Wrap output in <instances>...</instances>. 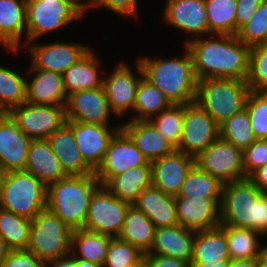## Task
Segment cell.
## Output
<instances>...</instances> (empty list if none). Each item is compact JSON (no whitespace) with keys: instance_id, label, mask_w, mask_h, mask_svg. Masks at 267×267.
I'll list each match as a JSON object with an SVG mask.
<instances>
[{"instance_id":"obj_1","label":"cell","mask_w":267,"mask_h":267,"mask_svg":"<svg viewBox=\"0 0 267 267\" xmlns=\"http://www.w3.org/2000/svg\"><path fill=\"white\" fill-rule=\"evenodd\" d=\"M209 36L185 45L191 53L197 80L223 78L247 81L251 47L236 35L216 34V39H213V34Z\"/></svg>"},{"instance_id":"obj_2","label":"cell","mask_w":267,"mask_h":267,"mask_svg":"<svg viewBox=\"0 0 267 267\" xmlns=\"http://www.w3.org/2000/svg\"><path fill=\"white\" fill-rule=\"evenodd\" d=\"M183 57L158 60L140 57L144 77L154 84L172 105L194 103L197 93V78L194 73L193 59L185 46Z\"/></svg>"},{"instance_id":"obj_3","label":"cell","mask_w":267,"mask_h":267,"mask_svg":"<svg viewBox=\"0 0 267 267\" xmlns=\"http://www.w3.org/2000/svg\"><path fill=\"white\" fill-rule=\"evenodd\" d=\"M221 224L250 228L267 235V193L247 177L223 184Z\"/></svg>"},{"instance_id":"obj_4","label":"cell","mask_w":267,"mask_h":267,"mask_svg":"<svg viewBox=\"0 0 267 267\" xmlns=\"http://www.w3.org/2000/svg\"><path fill=\"white\" fill-rule=\"evenodd\" d=\"M101 186L96 175H67L47 187V208L72 231L84 229L90 201Z\"/></svg>"},{"instance_id":"obj_5","label":"cell","mask_w":267,"mask_h":267,"mask_svg":"<svg viewBox=\"0 0 267 267\" xmlns=\"http://www.w3.org/2000/svg\"><path fill=\"white\" fill-rule=\"evenodd\" d=\"M249 92L246 81L205 78L197 81L195 102L220 125L245 109Z\"/></svg>"},{"instance_id":"obj_6","label":"cell","mask_w":267,"mask_h":267,"mask_svg":"<svg viewBox=\"0 0 267 267\" xmlns=\"http://www.w3.org/2000/svg\"><path fill=\"white\" fill-rule=\"evenodd\" d=\"M0 208L32 220L47 208V187L26 171L4 173Z\"/></svg>"},{"instance_id":"obj_7","label":"cell","mask_w":267,"mask_h":267,"mask_svg":"<svg viewBox=\"0 0 267 267\" xmlns=\"http://www.w3.org/2000/svg\"><path fill=\"white\" fill-rule=\"evenodd\" d=\"M72 230L48 208L31 220L27 250L38 259L49 261L71 254Z\"/></svg>"},{"instance_id":"obj_8","label":"cell","mask_w":267,"mask_h":267,"mask_svg":"<svg viewBox=\"0 0 267 267\" xmlns=\"http://www.w3.org/2000/svg\"><path fill=\"white\" fill-rule=\"evenodd\" d=\"M84 14L68 0H27V31L23 47L82 18Z\"/></svg>"},{"instance_id":"obj_9","label":"cell","mask_w":267,"mask_h":267,"mask_svg":"<svg viewBox=\"0 0 267 267\" xmlns=\"http://www.w3.org/2000/svg\"><path fill=\"white\" fill-rule=\"evenodd\" d=\"M195 164L222 184L247 178L243 151L221 137L195 157Z\"/></svg>"},{"instance_id":"obj_10","label":"cell","mask_w":267,"mask_h":267,"mask_svg":"<svg viewBox=\"0 0 267 267\" xmlns=\"http://www.w3.org/2000/svg\"><path fill=\"white\" fill-rule=\"evenodd\" d=\"M129 206L101 185L91 198L84 229L112 238L118 237Z\"/></svg>"},{"instance_id":"obj_11","label":"cell","mask_w":267,"mask_h":267,"mask_svg":"<svg viewBox=\"0 0 267 267\" xmlns=\"http://www.w3.org/2000/svg\"><path fill=\"white\" fill-rule=\"evenodd\" d=\"M18 127L32 139H48L66 122L65 106L25 102L7 112Z\"/></svg>"},{"instance_id":"obj_12","label":"cell","mask_w":267,"mask_h":267,"mask_svg":"<svg viewBox=\"0 0 267 267\" xmlns=\"http://www.w3.org/2000/svg\"><path fill=\"white\" fill-rule=\"evenodd\" d=\"M220 137L219 124L196 102L184 105L181 141L176 150L196 157Z\"/></svg>"},{"instance_id":"obj_13","label":"cell","mask_w":267,"mask_h":267,"mask_svg":"<svg viewBox=\"0 0 267 267\" xmlns=\"http://www.w3.org/2000/svg\"><path fill=\"white\" fill-rule=\"evenodd\" d=\"M145 164H151V162L135 146L131 138L120 129L110 141L104 158L94 174L104 186L113 176Z\"/></svg>"},{"instance_id":"obj_14","label":"cell","mask_w":267,"mask_h":267,"mask_svg":"<svg viewBox=\"0 0 267 267\" xmlns=\"http://www.w3.org/2000/svg\"><path fill=\"white\" fill-rule=\"evenodd\" d=\"M138 74L136 76L132 69L123 62L113 68V72L103 77V87L113 114L120 116L133 110L136 102L137 87L142 79L143 71L140 63L135 62ZM139 77V78H138Z\"/></svg>"},{"instance_id":"obj_15","label":"cell","mask_w":267,"mask_h":267,"mask_svg":"<svg viewBox=\"0 0 267 267\" xmlns=\"http://www.w3.org/2000/svg\"><path fill=\"white\" fill-rule=\"evenodd\" d=\"M66 120L109 126L111 109L104 87L80 90L67 96Z\"/></svg>"},{"instance_id":"obj_16","label":"cell","mask_w":267,"mask_h":267,"mask_svg":"<svg viewBox=\"0 0 267 267\" xmlns=\"http://www.w3.org/2000/svg\"><path fill=\"white\" fill-rule=\"evenodd\" d=\"M165 5V23L191 34L185 45L209 33L205 0H166Z\"/></svg>"},{"instance_id":"obj_17","label":"cell","mask_w":267,"mask_h":267,"mask_svg":"<svg viewBox=\"0 0 267 267\" xmlns=\"http://www.w3.org/2000/svg\"><path fill=\"white\" fill-rule=\"evenodd\" d=\"M31 141L8 113H0V164L4 173L25 170Z\"/></svg>"},{"instance_id":"obj_18","label":"cell","mask_w":267,"mask_h":267,"mask_svg":"<svg viewBox=\"0 0 267 267\" xmlns=\"http://www.w3.org/2000/svg\"><path fill=\"white\" fill-rule=\"evenodd\" d=\"M221 200L222 198L175 197L178 223L194 231L219 227Z\"/></svg>"},{"instance_id":"obj_19","label":"cell","mask_w":267,"mask_h":267,"mask_svg":"<svg viewBox=\"0 0 267 267\" xmlns=\"http://www.w3.org/2000/svg\"><path fill=\"white\" fill-rule=\"evenodd\" d=\"M91 48L79 43L55 42L49 44H28L35 69L63 74L80 60Z\"/></svg>"},{"instance_id":"obj_20","label":"cell","mask_w":267,"mask_h":267,"mask_svg":"<svg viewBox=\"0 0 267 267\" xmlns=\"http://www.w3.org/2000/svg\"><path fill=\"white\" fill-rule=\"evenodd\" d=\"M72 127L77 147L85 162L95 171L101 164L110 141L121 129L97 124L66 120Z\"/></svg>"},{"instance_id":"obj_21","label":"cell","mask_w":267,"mask_h":267,"mask_svg":"<svg viewBox=\"0 0 267 267\" xmlns=\"http://www.w3.org/2000/svg\"><path fill=\"white\" fill-rule=\"evenodd\" d=\"M151 164L152 185L166 194L177 196L187 174L195 165V157L175 149Z\"/></svg>"},{"instance_id":"obj_22","label":"cell","mask_w":267,"mask_h":267,"mask_svg":"<svg viewBox=\"0 0 267 267\" xmlns=\"http://www.w3.org/2000/svg\"><path fill=\"white\" fill-rule=\"evenodd\" d=\"M194 237V230L180 224L156 228L153 244L147 254L171 256L190 264L193 256Z\"/></svg>"},{"instance_id":"obj_23","label":"cell","mask_w":267,"mask_h":267,"mask_svg":"<svg viewBox=\"0 0 267 267\" xmlns=\"http://www.w3.org/2000/svg\"><path fill=\"white\" fill-rule=\"evenodd\" d=\"M30 73H35L31 82H26V102L37 105L66 106L67 95L60 73L35 69L30 66Z\"/></svg>"},{"instance_id":"obj_24","label":"cell","mask_w":267,"mask_h":267,"mask_svg":"<svg viewBox=\"0 0 267 267\" xmlns=\"http://www.w3.org/2000/svg\"><path fill=\"white\" fill-rule=\"evenodd\" d=\"M120 126L149 162L175 150L149 120H129Z\"/></svg>"},{"instance_id":"obj_25","label":"cell","mask_w":267,"mask_h":267,"mask_svg":"<svg viewBox=\"0 0 267 267\" xmlns=\"http://www.w3.org/2000/svg\"><path fill=\"white\" fill-rule=\"evenodd\" d=\"M47 140L66 175L94 173V170L82 157L81 151L77 147L72 127L67 122L58 128Z\"/></svg>"},{"instance_id":"obj_26","label":"cell","mask_w":267,"mask_h":267,"mask_svg":"<svg viewBox=\"0 0 267 267\" xmlns=\"http://www.w3.org/2000/svg\"><path fill=\"white\" fill-rule=\"evenodd\" d=\"M24 171L32 173L46 187L67 176L47 139H32Z\"/></svg>"},{"instance_id":"obj_27","label":"cell","mask_w":267,"mask_h":267,"mask_svg":"<svg viewBox=\"0 0 267 267\" xmlns=\"http://www.w3.org/2000/svg\"><path fill=\"white\" fill-rule=\"evenodd\" d=\"M27 0H0V43L15 54L27 31Z\"/></svg>"},{"instance_id":"obj_28","label":"cell","mask_w":267,"mask_h":267,"mask_svg":"<svg viewBox=\"0 0 267 267\" xmlns=\"http://www.w3.org/2000/svg\"><path fill=\"white\" fill-rule=\"evenodd\" d=\"M134 205L147 215L156 228L179 224L175 196L166 194L153 185L140 193Z\"/></svg>"},{"instance_id":"obj_29","label":"cell","mask_w":267,"mask_h":267,"mask_svg":"<svg viewBox=\"0 0 267 267\" xmlns=\"http://www.w3.org/2000/svg\"><path fill=\"white\" fill-rule=\"evenodd\" d=\"M118 199L134 205L140 193L152 186V164L130 168L104 185Z\"/></svg>"},{"instance_id":"obj_30","label":"cell","mask_w":267,"mask_h":267,"mask_svg":"<svg viewBox=\"0 0 267 267\" xmlns=\"http://www.w3.org/2000/svg\"><path fill=\"white\" fill-rule=\"evenodd\" d=\"M90 49L80 60L63 74V86L67 96L80 90H91L103 86V77L98 74L100 65L97 56Z\"/></svg>"},{"instance_id":"obj_31","label":"cell","mask_w":267,"mask_h":267,"mask_svg":"<svg viewBox=\"0 0 267 267\" xmlns=\"http://www.w3.org/2000/svg\"><path fill=\"white\" fill-rule=\"evenodd\" d=\"M231 260L225 231L219 226L195 231L191 263Z\"/></svg>"},{"instance_id":"obj_32","label":"cell","mask_w":267,"mask_h":267,"mask_svg":"<svg viewBox=\"0 0 267 267\" xmlns=\"http://www.w3.org/2000/svg\"><path fill=\"white\" fill-rule=\"evenodd\" d=\"M155 230L156 226L147 215L135 205H130L118 238L147 253L153 244Z\"/></svg>"},{"instance_id":"obj_33","label":"cell","mask_w":267,"mask_h":267,"mask_svg":"<svg viewBox=\"0 0 267 267\" xmlns=\"http://www.w3.org/2000/svg\"><path fill=\"white\" fill-rule=\"evenodd\" d=\"M112 237L100 233L77 229L71 235V255L103 267ZM78 248L76 251L75 249Z\"/></svg>"},{"instance_id":"obj_34","label":"cell","mask_w":267,"mask_h":267,"mask_svg":"<svg viewBox=\"0 0 267 267\" xmlns=\"http://www.w3.org/2000/svg\"><path fill=\"white\" fill-rule=\"evenodd\" d=\"M220 227L226 233L231 260L257 258L262 247L258 237H264L263 234L250 228H238L222 224Z\"/></svg>"},{"instance_id":"obj_35","label":"cell","mask_w":267,"mask_h":267,"mask_svg":"<svg viewBox=\"0 0 267 267\" xmlns=\"http://www.w3.org/2000/svg\"><path fill=\"white\" fill-rule=\"evenodd\" d=\"M171 105L164 94L143 76L137 87L133 109L137 114L130 120H150Z\"/></svg>"},{"instance_id":"obj_36","label":"cell","mask_w":267,"mask_h":267,"mask_svg":"<svg viewBox=\"0 0 267 267\" xmlns=\"http://www.w3.org/2000/svg\"><path fill=\"white\" fill-rule=\"evenodd\" d=\"M209 36L236 35L237 0H205Z\"/></svg>"},{"instance_id":"obj_37","label":"cell","mask_w":267,"mask_h":267,"mask_svg":"<svg viewBox=\"0 0 267 267\" xmlns=\"http://www.w3.org/2000/svg\"><path fill=\"white\" fill-rule=\"evenodd\" d=\"M222 188L223 184L218 179L195 164L175 197L222 198Z\"/></svg>"},{"instance_id":"obj_38","label":"cell","mask_w":267,"mask_h":267,"mask_svg":"<svg viewBox=\"0 0 267 267\" xmlns=\"http://www.w3.org/2000/svg\"><path fill=\"white\" fill-rule=\"evenodd\" d=\"M31 220L0 208V236L10 250L26 249Z\"/></svg>"},{"instance_id":"obj_39","label":"cell","mask_w":267,"mask_h":267,"mask_svg":"<svg viewBox=\"0 0 267 267\" xmlns=\"http://www.w3.org/2000/svg\"><path fill=\"white\" fill-rule=\"evenodd\" d=\"M18 73L0 66V113L26 102L27 80Z\"/></svg>"},{"instance_id":"obj_40","label":"cell","mask_w":267,"mask_h":267,"mask_svg":"<svg viewBox=\"0 0 267 267\" xmlns=\"http://www.w3.org/2000/svg\"><path fill=\"white\" fill-rule=\"evenodd\" d=\"M219 127L220 137L242 151L256 140L246 108L225 120Z\"/></svg>"},{"instance_id":"obj_41","label":"cell","mask_w":267,"mask_h":267,"mask_svg":"<svg viewBox=\"0 0 267 267\" xmlns=\"http://www.w3.org/2000/svg\"><path fill=\"white\" fill-rule=\"evenodd\" d=\"M149 121L175 149L178 148L183 132L184 105H171Z\"/></svg>"},{"instance_id":"obj_42","label":"cell","mask_w":267,"mask_h":267,"mask_svg":"<svg viewBox=\"0 0 267 267\" xmlns=\"http://www.w3.org/2000/svg\"><path fill=\"white\" fill-rule=\"evenodd\" d=\"M245 108L256 140H267V92L250 91Z\"/></svg>"},{"instance_id":"obj_43","label":"cell","mask_w":267,"mask_h":267,"mask_svg":"<svg viewBox=\"0 0 267 267\" xmlns=\"http://www.w3.org/2000/svg\"><path fill=\"white\" fill-rule=\"evenodd\" d=\"M236 36L247 46L267 43V0H264L252 18L243 25Z\"/></svg>"},{"instance_id":"obj_44","label":"cell","mask_w":267,"mask_h":267,"mask_svg":"<svg viewBox=\"0 0 267 267\" xmlns=\"http://www.w3.org/2000/svg\"><path fill=\"white\" fill-rule=\"evenodd\" d=\"M247 84L250 91L267 92V43L251 47Z\"/></svg>"},{"instance_id":"obj_45","label":"cell","mask_w":267,"mask_h":267,"mask_svg":"<svg viewBox=\"0 0 267 267\" xmlns=\"http://www.w3.org/2000/svg\"><path fill=\"white\" fill-rule=\"evenodd\" d=\"M144 253L126 241L114 237L109 242L108 253L103 267H128Z\"/></svg>"},{"instance_id":"obj_46","label":"cell","mask_w":267,"mask_h":267,"mask_svg":"<svg viewBox=\"0 0 267 267\" xmlns=\"http://www.w3.org/2000/svg\"><path fill=\"white\" fill-rule=\"evenodd\" d=\"M267 165V140H255L243 151V167L246 177Z\"/></svg>"},{"instance_id":"obj_47","label":"cell","mask_w":267,"mask_h":267,"mask_svg":"<svg viewBox=\"0 0 267 267\" xmlns=\"http://www.w3.org/2000/svg\"><path fill=\"white\" fill-rule=\"evenodd\" d=\"M0 267H47V263L38 259L27 249L10 250Z\"/></svg>"},{"instance_id":"obj_48","label":"cell","mask_w":267,"mask_h":267,"mask_svg":"<svg viewBox=\"0 0 267 267\" xmlns=\"http://www.w3.org/2000/svg\"><path fill=\"white\" fill-rule=\"evenodd\" d=\"M138 0H95L94 1V7H106V9H109L115 14L123 15V16H129V17H135V19L138 17Z\"/></svg>"},{"instance_id":"obj_49","label":"cell","mask_w":267,"mask_h":267,"mask_svg":"<svg viewBox=\"0 0 267 267\" xmlns=\"http://www.w3.org/2000/svg\"><path fill=\"white\" fill-rule=\"evenodd\" d=\"M264 0H237L236 8V34L245 25L260 7Z\"/></svg>"},{"instance_id":"obj_50","label":"cell","mask_w":267,"mask_h":267,"mask_svg":"<svg viewBox=\"0 0 267 267\" xmlns=\"http://www.w3.org/2000/svg\"><path fill=\"white\" fill-rule=\"evenodd\" d=\"M148 267H189V264L171 256L148 255Z\"/></svg>"},{"instance_id":"obj_51","label":"cell","mask_w":267,"mask_h":267,"mask_svg":"<svg viewBox=\"0 0 267 267\" xmlns=\"http://www.w3.org/2000/svg\"><path fill=\"white\" fill-rule=\"evenodd\" d=\"M248 178L261 192L267 193V165L255 170Z\"/></svg>"},{"instance_id":"obj_52","label":"cell","mask_w":267,"mask_h":267,"mask_svg":"<svg viewBox=\"0 0 267 267\" xmlns=\"http://www.w3.org/2000/svg\"><path fill=\"white\" fill-rule=\"evenodd\" d=\"M47 267H75V259L69 254L64 257L49 261Z\"/></svg>"},{"instance_id":"obj_53","label":"cell","mask_w":267,"mask_h":267,"mask_svg":"<svg viewBox=\"0 0 267 267\" xmlns=\"http://www.w3.org/2000/svg\"><path fill=\"white\" fill-rule=\"evenodd\" d=\"M229 267H259L257 258L245 260H230Z\"/></svg>"},{"instance_id":"obj_54","label":"cell","mask_w":267,"mask_h":267,"mask_svg":"<svg viewBox=\"0 0 267 267\" xmlns=\"http://www.w3.org/2000/svg\"><path fill=\"white\" fill-rule=\"evenodd\" d=\"M230 260H221L218 262L190 263L189 267H229Z\"/></svg>"},{"instance_id":"obj_55","label":"cell","mask_w":267,"mask_h":267,"mask_svg":"<svg viewBox=\"0 0 267 267\" xmlns=\"http://www.w3.org/2000/svg\"><path fill=\"white\" fill-rule=\"evenodd\" d=\"M70 1L73 5H75L83 14L86 13L85 11L93 8L94 1L95 0H88L86 3L85 2H80V0H68Z\"/></svg>"},{"instance_id":"obj_56","label":"cell","mask_w":267,"mask_h":267,"mask_svg":"<svg viewBox=\"0 0 267 267\" xmlns=\"http://www.w3.org/2000/svg\"><path fill=\"white\" fill-rule=\"evenodd\" d=\"M10 252L9 247L7 246L4 239L0 236V266L3 264Z\"/></svg>"},{"instance_id":"obj_57","label":"cell","mask_w":267,"mask_h":267,"mask_svg":"<svg viewBox=\"0 0 267 267\" xmlns=\"http://www.w3.org/2000/svg\"><path fill=\"white\" fill-rule=\"evenodd\" d=\"M259 267H267V243L261 247L260 253L257 256Z\"/></svg>"},{"instance_id":"obj_58","label":"cell","mask_w":267,"mask_h":267,"mask_svg":"<svg viewBox=\"0 0 267 267\" xmlns=\"http://www.w3.org/2000/svg\"><path fill=\"white\" fill-rule=\"evenodd\" d=\"M128 267H148V254L144 253L139 259L131 263Z\"/></svg>"},{"instance_id":"obj_59","label":"cell","mask_w":267,"mask_h":267,"mask_svg":"<svg viewBox=\"0 0 267 267\" xmlns=\"http://www.w3.org/2000/svg\"><path fill=\"white\" fill-rule=\"evenodd\" d=\"M74 259H75V267H100L94 263L87 261V260L78 259V258H74Z\"/></svg>"},{"instance_id":"obj_60","label":"cell","mask_w":267,"mask_h":267,"mask_svg":"<svg viewBox=\"0 0 267 267\" xmlns=\"http://www.w3.org/2000/svg\"><path fill=\"white\" fill-rule=\"evenodd\" d=\"M3 176H4V171H3L1 164H0V188H1Z\"/></svg>"}]
</instances>
